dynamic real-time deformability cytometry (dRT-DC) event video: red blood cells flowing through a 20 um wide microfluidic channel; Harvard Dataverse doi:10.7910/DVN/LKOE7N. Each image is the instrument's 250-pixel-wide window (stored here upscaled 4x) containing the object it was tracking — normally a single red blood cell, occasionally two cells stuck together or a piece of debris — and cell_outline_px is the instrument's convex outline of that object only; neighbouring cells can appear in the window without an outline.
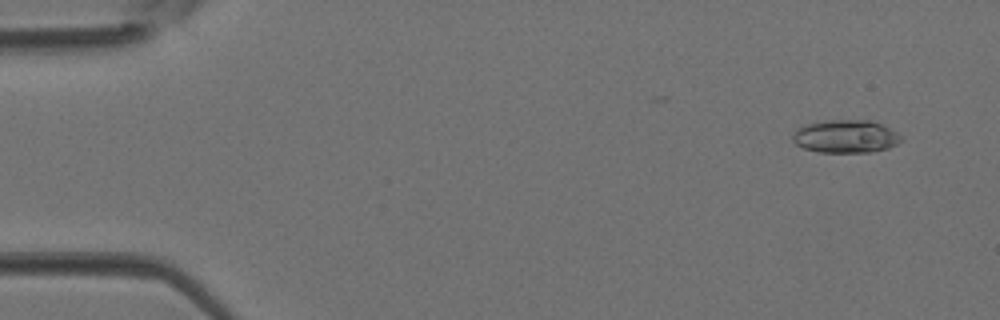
{"species": "Egyptian fruit bat (a non-hibernating species)", "species_latin": "Rousettus aegyptiacus", "temperature_condition": "room temperature", "stored_images_in_passage": 5, "segment_of_instrument_passage": [2, 2], "camera_frame_rate_fps": 3000, "um_per_image_px": 0.085, "animal": {"sex": "female"}, "frame": {"image": 1, "passage_image": 5, "time_ms": 1.333, "image_size_px": [1000, 320], "cell_outline_px": [[904, 140], [888, 148], [872, 152], [820, 152], [804, 148], [796, 144], [792, 140], [792, 136], [796, 128], [808, 124], [828, 120], [872, 120], [896, 132]], "centroid_in_image_um": [71.88, 11.6], "position_along_channel_um": 13.1, "area_um2": 20.75}}